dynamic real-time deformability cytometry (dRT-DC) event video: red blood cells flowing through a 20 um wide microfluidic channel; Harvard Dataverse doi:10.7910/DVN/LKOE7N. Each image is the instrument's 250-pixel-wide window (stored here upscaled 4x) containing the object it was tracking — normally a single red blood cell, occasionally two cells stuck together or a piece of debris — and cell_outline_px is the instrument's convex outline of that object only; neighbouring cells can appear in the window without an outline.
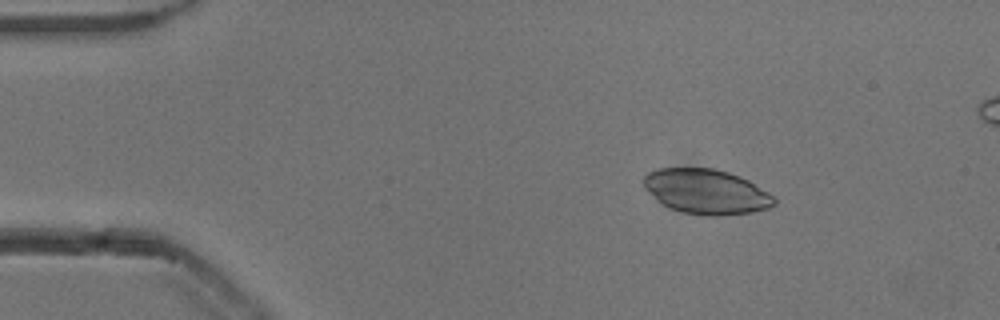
{"species": "common noctule bat (a hibernating species)", "species_latin": "Nyctalus noctula", "temperature_condition": "cold", "stored_images_in_passage": 53, "camera_frame_rate_fps": 3000, "um_per_image_px": 0.085, "animal": {"sex": "male", "body_mass_g": 13.3}, "frame": {"image": 1, "passage_image": 7, "time_ms": 2.0, "image_size_px": [1000, 320], "cell_outline_px": [[776, 204], [768, 208], [752, 212], [720, 216], [708, 216], [680, 212], [668, 208], [644, 188], [640, 180], [648, 172], [660, 168], [712, 168], [728, 172], [740, 176], [748, 180], [768, 192], [776, 200]], "centroid_in_image_um": [60.01, 16.29], "position_along_channel_um": 25.0, "area_um2": 34.28}}
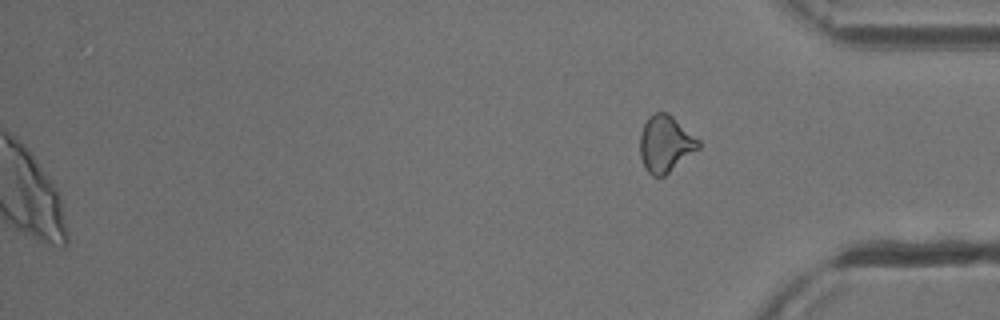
{"frame": {"image": 2, "passage_image": 53, "time_ms": 17.333, "image_size_px": [1000, 320], "cell_outline_px": [[700, 148], [664, 176], [652, 176], [644, 168], [640, 156], [640, 132], [648, 116], [656, 112], [668, 112], [700, 140]], "centroid_in_image_um": [56.55, 12.22], "position_along_channel_um": 378.6, "area_um2": 19.42}}